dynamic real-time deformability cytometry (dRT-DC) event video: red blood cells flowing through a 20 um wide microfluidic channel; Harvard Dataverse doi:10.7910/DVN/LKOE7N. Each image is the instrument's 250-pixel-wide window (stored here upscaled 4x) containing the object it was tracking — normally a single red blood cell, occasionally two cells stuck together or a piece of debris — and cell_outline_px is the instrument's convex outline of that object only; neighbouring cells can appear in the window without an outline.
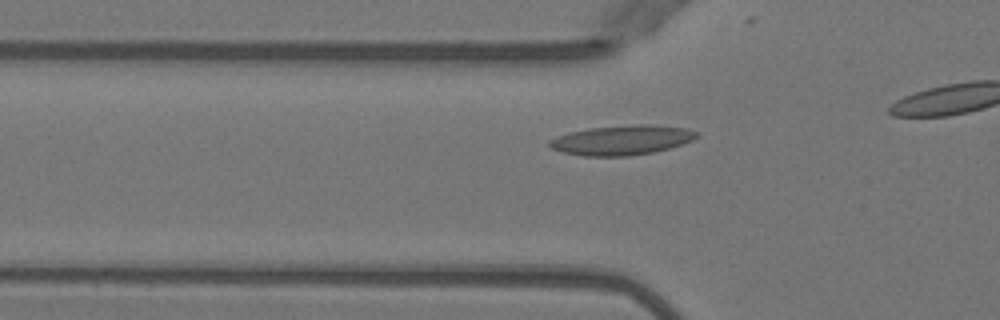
{"species": "Egyptian fruit bat (a non-hibernating species)", "species_latin": "Rousettus aegyptiacus", "temperature_condition": "warm", "stored_images_in_passage": 15, "camera_frame_rate_fps": 3000, "um_per_image_px": 0.085, "animal": {"sex": "female"}, "frame": {"image": 1, "passage_image": 9, "time_ms": 2.667, "image_size_px": [1000, 320], "cell_outline_px": [[700, 136], [692, 140], [668, 148], [652, 152], [628, 156], [584, 156], [564, 152], [552, 148], [548, 144], [548, 140], [568, 132], [588, 128], [632, 124], [652, 124], [688, 128], [696, 132]], "centroid_in_image_um": [52.85, 11.89], "position_along_channel_um": 72.9, "area_um2": 25.49}}
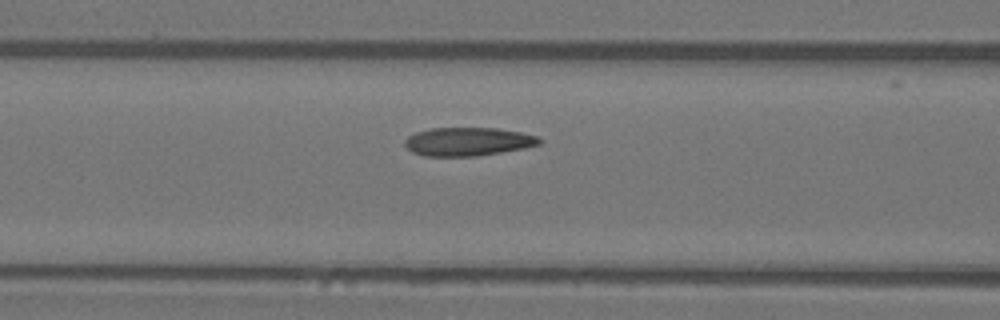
{"frame": {"image": 2, "passage_image": 13, "time_ms": 4.0, "image_size_px": [1000, 320], "cell_outline_px": [[540, 144], [524, 148], [476, 156], [424, 156], [412, 152], [404, 144], [404, 140], [408, 136], [416, 132], [428, 128], [496, 128], [520, 132], [536, 136], [540, 140]], "centroid_in_image_um": [39.72, 12.03], "position_along_channel_um": 126.9, "area_um2": 22.2}}